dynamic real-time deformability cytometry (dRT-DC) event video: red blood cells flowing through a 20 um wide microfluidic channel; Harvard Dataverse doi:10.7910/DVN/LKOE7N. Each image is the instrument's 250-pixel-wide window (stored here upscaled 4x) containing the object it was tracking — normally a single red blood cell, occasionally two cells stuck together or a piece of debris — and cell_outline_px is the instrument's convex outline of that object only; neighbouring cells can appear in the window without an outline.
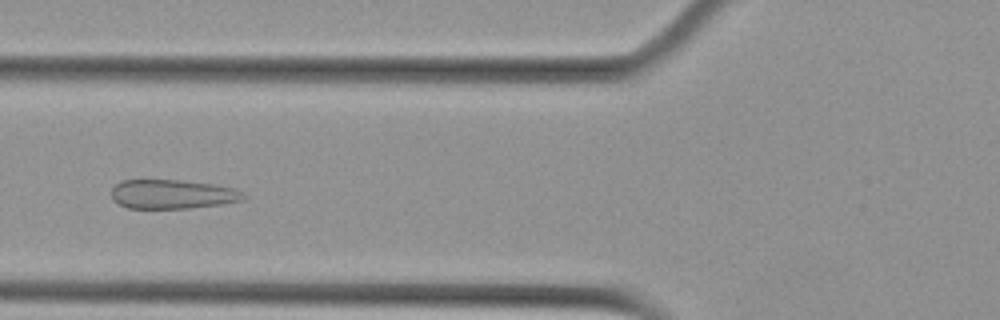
{"species": "Egyptian fruit bat (a non-hibernating species)", "species_latin": "Rousettus aegyptiacus", "temperature_condition": "cold", "stored_images_in_passage": 48, "camera_frame_rate_fps": 3000, "um_per_image_px": 0.085, "animal": {"sex": "female"}, "frame": {"image": 1, "passage_image": 13, "time_ms": 4.0, "image_size_px": [1000, 320], "cell_outline_px": [[244, 200], [220, 204], [188, 208], [128, 208], [112, 200], [112, 188], [120, 180], [176, 180], [212, 184], [236, 188], [244, 196]], "centroid_in_image_um": [14.62, 16.5], "position_along_channel_um": 111.2, "area_um2": 22.25}}
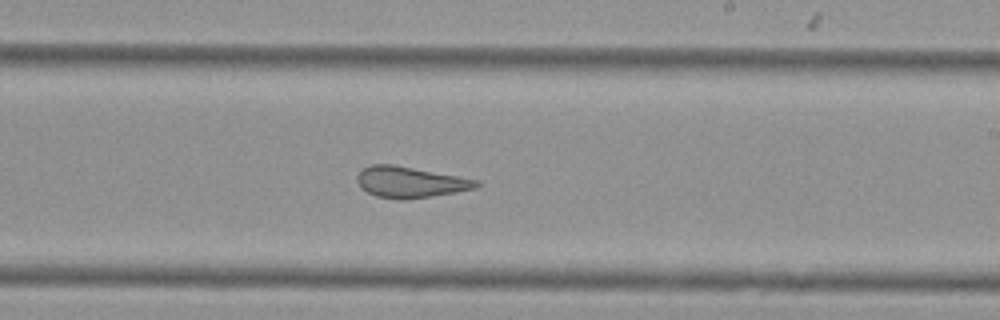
{"frame": {"image": 2, "passage_image": 25, "time_ms": 8.0, "image_size_px": [1000, 320], "cell_outline_px": [[480, 184], [476, 188], [456, 192], [432, 196], [404, 200], [396, 200], [376, 196], [360, 188], [356, 180], [356, 176], [364, 168], [372, 164], [392, 164], [480, 180]], "centroid_in_image_um": [34.85, 15.49], "position_along_channel_um": 254.1, "area_um2": 21.62}}
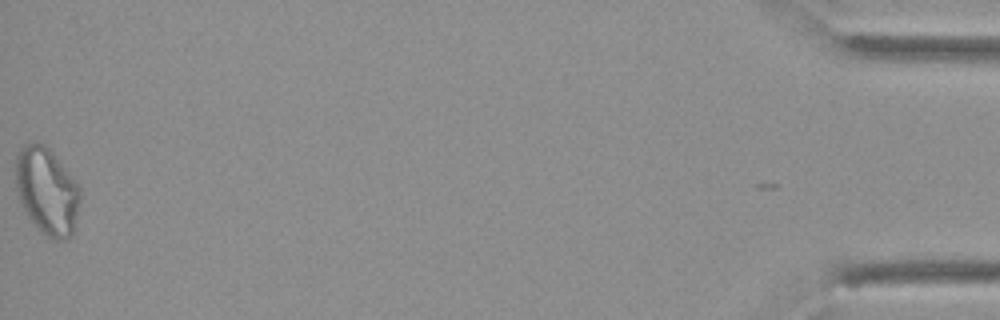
{"frame": {"image": 3, "passage_image": 48, "time_ms": 15.667, "image_size_px": [1000, 320], "cell_outline_px": [[80, 200], [72, 236], [68, 240], [56, 240], [48, 236], [36, 228], [20, 204], [16, 188], [16, 156], [20, 148], [28, 144], [44, 144], [52, 152], [80, 188]], "centroid_in_image_um": [3.98, 16.29], "position_along_channel_um": 431.2, "area_um2": 32.37}, "authors_computed_cell_mechanics": {"area_um2": 24.7673, "velocity_mm_per_s": 3.582, "shape_relaxation_time_tau1_ms": null, "shape_relaxation_time_tau2_ms": 1.1284, "deformation_change_tau1": null, "deformation_change_tau2": 0.0629}}